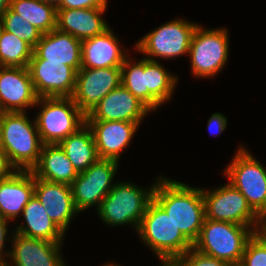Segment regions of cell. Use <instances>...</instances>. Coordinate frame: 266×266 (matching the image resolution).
Listing matches in <instances>:
<instances>
[{"label":"cell","mask_w":266,"mask_h":266,"mask_svg":"<svg viewBox=\"0 0 266 266\" xmlns=\"http://www.w3.org/2000/svg\"><path fill=\"white\" fill-rule=\"evenodd\" d=\"M209 133L220 135L227 127V118L221 113H214L208 120ZM215 131V132H214ZM215 136V135H213Z\"/></svg>","instance_id":"cell-34"},{"label":"cell","mask_w":266,"mask_h":266,"mask_svg":"<svg viewBox=\"0 0 266 266\" xmlns=\"http://www.w3.org/2000/svg\"><path fill=\"white\" fill-rule=\"evenodd\" d=\"M254 234L249 226L226 221L204 220L193 248L214 258L238 266L248 239Z\"/></svg>","instance_id":"cell-5"},{"label":"cell","mask_w":266,"mask_h":266,"mask_svg":"<svg viewBox=\"0 0 266 266\" xmlns=\"http://www.w3.org/2000/svg\"><path fill=\"white\" fill-rule=\"evenodd\" d=\"M105 12L106 8L57 9V29L81 41L98 36L110 28L102 19Z\"/></svg>","instance_id":"cell-22"},{"label":"cell","mask_w":266,"mask_h":266,"mask_svg":"<svg viewBox=\"0 0 266 266\" xmlns=\"http://www.w3.org/2000/svg\"><path fill=\"white\" fill-rule=\"evenodd\" d=\"M198 24L183 18L173 19L145 34L135 45L137 51L145 54V59H174L187 55L193 32ZM156 58V59H155Z\"/></svg>","instance_id":"cell-9"},{"label":"cell","mask_w":266,"mask_h":266,"mask_svg":"<svg viewBox=\"0 0 266 266\" xmlns=\"http://www.w3.org/2000/svg\"><path fill=\"white\" fill-rule=\"evenodd\" d=\"M1 18V28L9 33L14 34L19 39L25 41L32 48L36 46L42 37L36 27L32 26L28 21L15 13L10 7L5 11Z\"/></svg>","instance_id":"cell-30"},{"label":"cell","mask_w":266,"mask_h":266,"mask_svg":"<svg viewBox=\"0 0 266 266\" xmlns=\"http://www.w3.org/2000/svg\"><path fill=\"white\" fill-rule=\"evenodd\" d=\"M254 234L266 244V212L258 215Z\"/></svg>","instance_id":"cell-37"},{"label":"cell","mask_w":266,"mask_h":266,"mask_svg":"<svg viewBox=\"0 0 266 266\" xmlns=\"http://www.w3.org/2000/svg\"><path fill=\"white\" fill-rule=\"evenodd\" d=\"M34 194L46 209L49 218L66 233L71 220L79 214L71 186L35 177Z\"/></svg>","instance_id":"cell-18"},{"label":"cell","mask_w":266,"mask_h":266,"mask_svg":"<svg viewBox=\"0 0 266 266\" xmlns=\"http://www.w3.org/2000/svg\"><path fill=\"white\" fill-rule=\"evenodd\" d=\"M2 136H3V131H2V112L0 111V147L2 146Z\"/></svg>","instance_id":"cell-40"},{"label":"cell","mask_w":266,"mask_h":266,"mask_svg":"<svg viewBox=\"0 0 266 266\" xmlns=\"http://www.w3.org/2000/svg\"><path fill=\"white\" fill-rule=\"evenodd\" d=\"M31 171L36 178L70 186L79 174L59 144H43L39 161Z\"/></svg>","instance_id":"cell-23"},{"label":"cell","mask_w":266,"mask_h":266,"mask_svg":"<svg viewBox=\"0 0 266 266\" xmlns=\"http://www.w3.org/2000/svg\"><path fill=\"white\" fill-rule=\"evenodd\" d=\"M10 8L43 34L57 28V8L37 0H11Z\"/></svg>","instance_id":"cell-27"},{"label":"cell","mask_w":266,"mask_h":266,"mask_svg":"<svg viewBox=\"0 0 266 266\" xmlns=\"http://www.w3.org/2000/svg\"><path fill=\"white\" fill-rule=\"evenodd\" d=\"M148 91L161 103L169 101L172 97L178 78L168 72L159 61L147 59Z\"/></svg>","instance_id":"cell-29"},{"label":"cell","mask_w":266,"mask_h":266,"mask_svg":"<svg viewBox=\"0 0 266 266\" xmlns=\"http://www.w3.org/2000/svg\"><path fill=\"white\" fill-rule=\"evenodd\" d=\"M120 84L121 68H81L76 74V86L72 98L78 108L88 115Z\"/></svg>","instance_id":"cell-12"},{"label":"cell","mask_w":266,"mask_h":266,"mask_svg":"<svg viewBox=\"0 0 266 266\" xmlns=\"http://www.w3.org/2000/svg\"><path fill=\"white\" fill-rule=\"evenodd\" d=\"M10 238L12 240H10ZM12 247L9 250V266H62V243L50 242L11 233Z\"/></svg>","instance_id":"cell-16"},{"label":"cell","mask_w":266,"mask_h":266,"mask_svg":"<svg viewBox=\"0 0 266 266\" xmlns=\"http://www.w3.org/2000/svg\"><path fill=\"white\" fill-rule=\"evenodd\" d=\"M0 266H9L8 260H0Z\"/></svg>","instance_id":"cell-41"},{"label":"cell","mask_w":266,"mask_h":266,"mask_svg":"<svg viewBox=\"0 0 266 266\" xmlns=\"http://www.w3.org/2000/svg\"><path fill=\"white\" fill-rule=\"evenodd\" d=\"M90 128L100 159L119 162L120 154L130 145L139 124L126 121H85Z\"/></svg>","instance_id":"cell-17"},{"label":"cell","mask_w":266,"mask_h":266,"mask_svg":"<svg viewBox=\"0 0 266 266\" xmlns=\"http://www.w3.org/2000/svg\"><path fill=\"white\" fill-rule=\"evenodd\" d=\"M150 111L144 103L120 84L86 115L85 121H126L140 125Z\"/></svg>","instance_id":"cell-15"},{"label":"cell","mask_w":266,"mask_h":266,"mask_svg":"<svg viewBox=\"0 0 266 266\" xmlns=\"http://www.w3.org/2000/svg\"><path fill=\"white\" fill-rule=\"evenodd\" d=\"M118 167V161L99 159L86 171L78 174L71 184V189L75 207L79 212L92 206L97 209L100 207L102 200L115 185L113 180Z\"/></svg>","instance_id":"cell-11"},{"label":"cell","mask_w":266,"mask_h":266,"mask_svg":"<svg viewBox=\"0 0 266 266\" xmlns=\"http://www.w3.org/2000/svg\"><path fill=\"white\" fill-rule=\"evenodd\" d=\"M15 169L10 165L5 151L0 147V179L10 176Z\"/></svg>","instance_id":"cell-36"},{"label":"cell","mask_w":266,"mask_h":266,"mask_svg":"<svg viewBox=\"0 0 266 266\" xmlns=\"http://www.w3.org/2000/svg\"><path fill=\"white\" fill-rule=\"evenodd\" d=\"M238 266H266V244L255 234L248 239Z\"/></svg>","instance_id":"cell-31"},{"label":"cell","mask_w":266,"mask_h":266,"mask_svg":"<svg viewBox=\"0 0 266 266\" xmlns=\"http://www.w3.org/2000/svg\"><path fill=\"white\" fill-rule=\"evenodd\" d=\"M22 215L25 223L15 227V233L30 238L63 243L65 233L49 218L46 209L35 194L24 207Z\"/></svg>","instance_id":"cell-24"},{"label":"cell","mask_w":266,"mask_h":266,"mask_svg":"<svg viewBox=\"0 0 266 266\" xmlns=\"http://www.w3.org/2000/svg\"><path fill=\"white\" fill-rule=\"evenodd\" d=\"M136 233L161 263H170L193 247L154 200L149 203Z\"/></svg>","instance_id":"cell-3"},{"label":"cell","mask_w":266,"mask_h":266,"mask_svg":"<svg viewBox=\"0 0 266 266\" xmlns=\"http://www.w3.org/2000/svg\"><path fill=\"white\" fill-rule=\"evenodd\" d=\"M35 176L32 171L15 170L10 176L0 179V210L8 221L19 218L34 196Z\"/></svg>","instance_id":"cell-20"},{"label":"cell","mask_w":266,"mask_h":266,"mask_svg":"<svg viewBox=\"0 0 266 266\" xmlns=\"http://www.w3.org/2000/svg\"><path fill=\"white\" fill-rule=\"evenodd\" d=\"M33 48L14 34L0 30V66L28 67Z\"/></svg>","instance_id":"cell-28"},{"label":"cell","mask_w":266,"mask_h":266,"mask_svg":"<svg viewBox=\"0 0 266 266\" xmlns=\"http://www.w3.org/2000/svg\"><path fill=\"white\" fill-rule=\"evenodd\" d=\"M82 41L71 34L57 28L42 34L33 48L30 60H46V62H65L76 72L81 69Z\"/></svg>","instance_id":"cell-19"},{"label":"cell","mask_w":266,"mask_h":266,"mask_svg":"<svg viewBox=\"0 0 266 266\" xmlns=\"http://www.w3.org/2000/svg\"><path fill=\"white\" fill-rule=\"evenodd\" d=\"M28 69L39 98L73 96L77 72L65 62L30 60Z\"/></svg>","instance_id":"cell-13"},{"label":"cell","mask_w":266,"mask_h":266,"mask_svg":"<svg viewBox=\"0 0 266 266\" xmlns=\"http://www.w3.org/2000/svg\"><path fill=\"white\" fill-rule=\"evenodd\" d=\"M121 84L150 110L156 111L161 103L148 91L147 59L137 62L127 57L121 66Z\"/></svg>","instance_id":"cell-26"},{"label":"cell","mask_w":266,"mask_h":266,"mask_svg":"<svg viewBox=\"0 0 266 266\" xmlns=\"http://www.w3.org/2000/svg\"><path fill=\"white\" fill-rule=\"evenodd\" d=\"M59 145L78 173L86 171L100 159L92 132L86 123Z\"/></svg>","instance_id":"cell-25"},{"label":"cell","mask_w":266,"mask_h":266,"mask_svg":"<svg viewBox=\"0 0 266 266\" xmlns=\"http://www.w3.org/2000/svg\"><path fill=\"white\" fill-rule=\"evenodd\" d=\"M26 112H2V146L10 165L19 171H31L38 163L43 143L35 119Z\"/></svg>","instance_id":"cell-2"},{"label":"cell","mask_w":266,"mask_h":266,"mask_svg":"<svg viewBox=\"0 0 266 266\" xmlns=\"http://www.w3.org/2000/svg\"><path fill=\"white\" fill-rule=\"evenodd\" d=\"M38 105L35 121L43 144H59L85 124L86 115L72 97H41Z\"/></svg>","instance_id":"cell-6"},{"label":"cell","mask_w":266,"mask_h":266,"mask_svg":"<svg viewBox=\"0 0 266 266\" xmlns=\"http://www.w3.org/2000/svg\"><path fill=\"white\" fill-rule=\"evenodd\" d=\"M205 218L249 226L255 230L258 214L248 204L242 193L230 183L212 191L202 188Z\"/></svg>","instance_id":"cell-10"},{"label":"cell","mask_w":266,"mask_h":266,"mask_svg":"<svg viewBox=\"0 0 266 266\" xmlns=\"http://www.w3.org/2000/svg\"><path fill=\"white\" fill-rule=\"evenodd\" d=\"M9 221L7 219L4 218H0V260H7L8 259V255H9V250L5 251V239L7 234L9 233V231L7 230V225H8ZM7 259H6V258Z\"/></svg>","instance_id":"cell-35"},{"label":"cell","mask_w":266,"mask_h":266,"mask_svg":"<svg viewBox=\"0 0 266 266\" xmlns=\"http://www.w3.org/2000/svg\"><path fill=\"white\" fill-rule=\"evenodd\" d=\"M246 149L245 146H239L223 174L259 215L266 212V169Z\"/></svg>","instance_id":"cell-8"},{"label":"cell","mask_w":266,"mask_h":266,"mask_svg":"<svg viewBox=\"0 0 266 266\" xmlns=\"http://www.w3.org/2000/svg\"><path fill=\"white\" fill-rule=\"evenodd\" d=\"M103 266H120V265H117V264H111V263H107V264H105V265H103Z\"/></svg>","instance_id":"cell-42"},{"label":"cell","mask_w":266,"mask_h":266,"mask_svg":"<svg viewBox=\"0 0 266 266\" xmlns=\"http://www.w3.org/2000/svg\"><path fill=\"white\" fill-rule=\"evenodd\" d=\"M107 0H62L57 9L107 8Z\"/></svg>","instance_id":"cell-33"},{"label":"cell","mask_w":266,"mask_h":266,"mask_svg":"<svg viewBox=\"0 0 266 266\" xmlns=\"http://www.w3.org/2000/svg\"><path fill=\"white\" fill-rule=\"evenodd\" d=\"M172 266H230L226 261L203 254L193 247L183 255L174 258Z\"/></svg>","instance_id":"cell-32"},{"label":"cell","mask_w":266,"mask_h":266,"mask_svg":"<svg viewBox=\"0 0 266 266\" xmlns=\"http://www.w3.org/2000/svg\"><path fill=\"white\" fill-rule=\"evenodd\" d=\"M109 28L104 33L82 40L81 68H121L128 57Z\"/></svg>","instance_id":"cell-21"},{"label":"cell","mask_w":266,"mask_h":266,"mask_svg":"<svg viewBox=\"0 0 266 266\" xmlns=\"http://www.w3.org/2000/svg\"><path fill=\"white\" fill-rule=\"evenodd\" d=\"M155 186L156 182L144 189L131 182H117L96 212L108 226L129 224L134 226L137 232L142 217L153 200Z\"/></svg>","instance_id":"cell-4"},{"label":"cell","mask_w":266,"mask_h":266,"mask_svg":"<svg viewBox=\"0 0 266 266\" xmlns=\"http://www.w3.org/2000/svg\"><path fill=\"white\" fill-rule=\"evenodd\" d=\"M227 29L195 28L188 55L194 77L210 78L218 75L226 65L229 56V36Z\"/></svg>","instance_id":"cell-7"},{"label":"cell","mask_w":266,"mask_h":266,"mask_svg":"<svg viewBox=\"0 0 266 266\" xmlns=\"http://www.w3.org/2000/svg\"><path fill=\"white\" fill-rule=\"evenodd\" d=\"M38 98L28 67L0 66L1 112H25Z\"/></svg>","instance_id":"cell-14"},{"label":"cell","mask_w":266,"mask_h":266,"mask_svg":"<svg viewBox=\"0 0 266 266\" xmlns=\"http://www.w3.org/2000/svg\"><path fill=\"white\" fill-rule=\"evenodd\" d=\"M11 0H0V17L10 7Z\"/></svg>","instance_id":"cell-38"},{"label":"cell","mask_w":266,"mask_h":266,"mask_svg":"<svg viewBox=\"0 0 266 266\" xmlns=\"http://www.w3.org/2000/svg\"><path fill=\"white\" fill-rule=\"evenodd\" d=\"M162 266H172L170 263H161Z\"/></svg>","instance_id":"cell-43"},{"label":"cell","mask_w":266,"mask_h":266,"mask_svg":"<svg viewBox=\"0 0 266 266\" xmlns=\"http://www.w3.org/2000/svg\"><path fill=\"white\" fill-rule=\"evenodd\" d=\"M37 1L51 4V5L55 6L56 8L62 3V0H37Z\"/></svg>","instance_id":"cell-39"},{"label":"cell","mask_w":266,"mask_h":266,"mask_svg":"<svg viewBox=\"0 0 266 266\" xmlns=\"http://www.w3.org/2000/svg\"><path fill=\"white\" fill-rule=\"evenodd\" d=\"M153 200L192 244L198 239L205 220L202 188L159 176Z\"/></svg>","instance_id":"cell-1"}]
</instances>
